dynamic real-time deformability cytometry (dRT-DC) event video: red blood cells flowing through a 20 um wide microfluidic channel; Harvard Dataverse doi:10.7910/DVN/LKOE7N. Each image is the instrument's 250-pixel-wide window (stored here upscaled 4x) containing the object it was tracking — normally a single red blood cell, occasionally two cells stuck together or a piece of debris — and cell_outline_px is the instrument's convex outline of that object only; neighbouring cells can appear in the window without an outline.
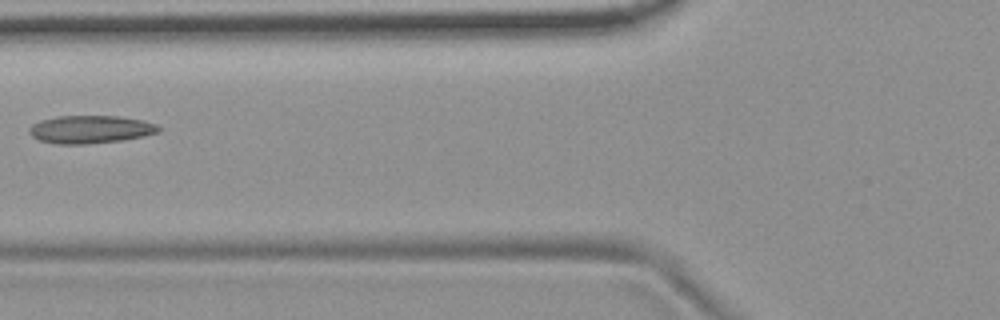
{"species": "common noctule bat (a hibernating species)", "species_latin": "Nyctalus noctula", "temperature_condition": "room temperature", "stored_images_in_passage": 4, "camera_frame_rate_fps": 3000, "um_per_image_px": 0.085, "animal": {"sex": "female", "body_mass_g": 19.9}, "frame": {"image": 1, "passage_image": 3, "time_ms": 0.667, "image_size_px": [1000, 320], "cell_outline_px": [[160, 132], [120, 140], [84, 144], [60, 144], [40, 140], [32, 136], [28, 132], [28, 128], [32, 124], [40, 120], [56, 116], [120, 116], [144, 120], [156, 124], [160, 128]], "centroid_in_image_um": [7.66, 10.98], "position_along_channel_um": 118.1, "area_um2": 20.92}}
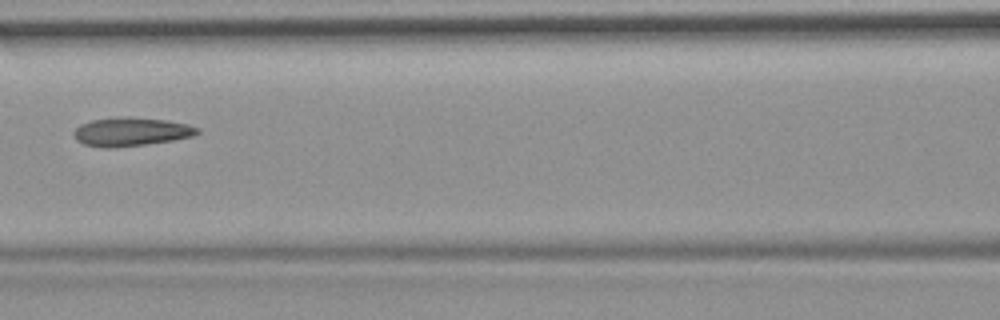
{"frame": {"image": 2, "passage_image": 4, "time_ms": 1.0, "image_size_px": [1000, 320], "cell_outline_px": [[200, 132], [192, 136], [172, 140], [116, 148], [100, 148], [84, 144], [76, 140], [72, 132], [80, 124], [92, 120], [128, 116], [168, 120], [188, 124], [200, 128]], "centroid_in_image_um": [11.13, 11.2], "position_along_channel_um": 155.5, "area_um2": 20.75}}